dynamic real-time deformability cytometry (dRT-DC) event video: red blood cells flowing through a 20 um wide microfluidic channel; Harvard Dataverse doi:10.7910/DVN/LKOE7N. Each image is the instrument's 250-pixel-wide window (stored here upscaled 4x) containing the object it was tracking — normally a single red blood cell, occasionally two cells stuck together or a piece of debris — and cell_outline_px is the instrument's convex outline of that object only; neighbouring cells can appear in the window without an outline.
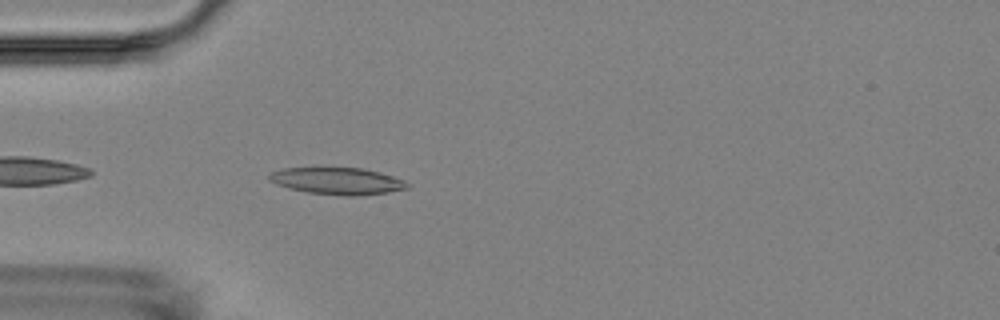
{"species": "Egyptian fruit bat (a non-hibernating species)", "species_latin": "Rousettus aegyptiacus", "temperature_condition": "room temperature", "stored_images_in_passage": 2, "camera_frame_rate_fps": 3000, "um_per_image_px": 0.085, "animal": {"sex": "female"}, "frame": {"image": 1, "passage_image": 2, "time_ms": 1.333, "image_size_px": [1000, 320], "cell_outline_px": [[408, 188], [388, 192], [356, 196], [344, 196], [308, 192], [288, 188], [276, 184], [268, 180], [268, 176], [272, 172], [284, 168], [320, 164], [364, 168], [380, 172], [404, 180], [408, 184]], "centroid_in_image_um": [28.61, 15.32], "position_along_channel_um": 56.4, "area_um2": 22.72}}